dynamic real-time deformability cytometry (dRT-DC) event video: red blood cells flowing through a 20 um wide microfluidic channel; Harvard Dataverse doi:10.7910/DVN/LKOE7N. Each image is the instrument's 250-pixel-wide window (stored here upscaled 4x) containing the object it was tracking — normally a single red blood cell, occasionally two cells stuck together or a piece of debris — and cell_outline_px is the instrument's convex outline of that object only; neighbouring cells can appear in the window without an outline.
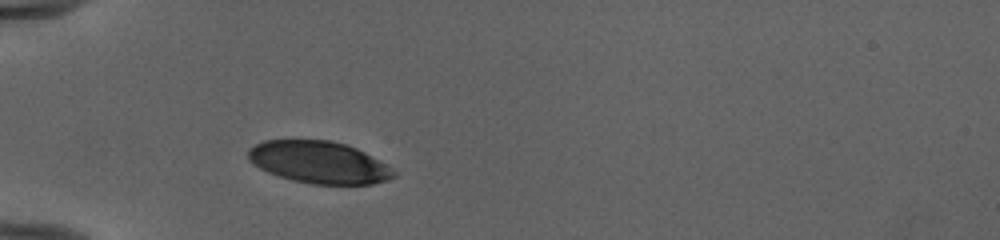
{"species": "human", "species_latin": "Homo sapiens", "temperature_condition": "cold", "stored_images_in_passage": 32, "camera_frame_rate_fps": 3000, "um_per_image_px": 0.085, "donor": {"sex": "female"}, "frame": {"image": 1, "passage_image": 1, "time_ms": 0.0, "image_size_px": [1000, 240], "cell_outline_px": [[396, 176], [388, 180], [372, 184], [312, 184], [292, 180], [268, 172], [260, 168], [248, 160], [248, 148], [264, 140], [332, 140], [356, 148], [364, 152], [392, 168], [396, 172]], "centroid_in_image_um": [27.11, 13.79], "position_along_channel_um": 57.9, "area_um2": 35.6}}
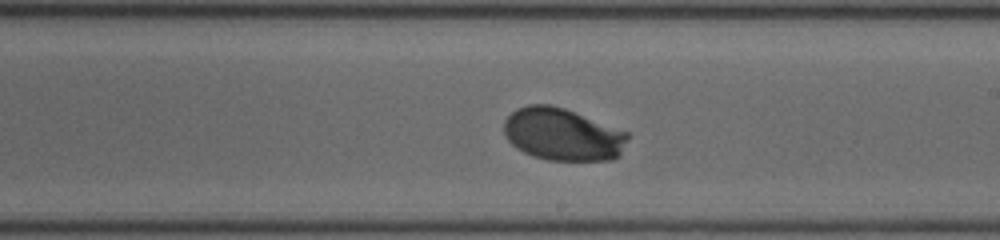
{"frame": {"image": 2, "passage_image": 16, "time_ms": 5.0, "image_size_px": [1000, 240], "cell_outline_px": [[628, 140], [620, 156], [612, 160], [548, 160], [532, 156], [516, 148], [508, 140], [504, 132], [504, 120], [516, 108], [528, 104], [548, 104], [564, 108], [628, 132]], "centroid_in_image_um": [47.82, 11.43], "position_along_channel_um": 241.2, "area_um2": 37.92}}
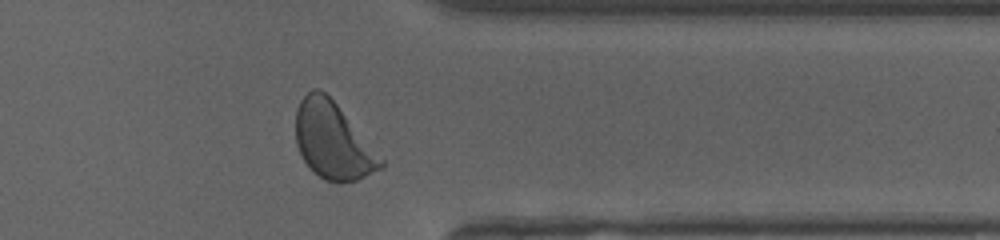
{"frame": {"image": 3, "passage_image": 27, "time_ms": 8.667, "image_size_px": [1000, 240], "cell_outline_px": [[384, 168], [356, 180], [340, 184], [324, 180], [304, 160], [296, 144], [296, 112], [300, 100], [312, 88], [320, 88], [336, 104], [384, 160]], "centroid_in_image_um": [28.29, 11.99], "position_along_channel_um": 383.1, "area_um2": 37.45}, "authors_computed_cell_mechanics": {"area_um2": 38.0902, "velocity_mm_per_s": 3.9502, "shape_relaxation_time_tau1_ms": 2.1339, "shape_relaxation_time_tau2_ms": null, "deformation_change_tau1": 0.1392, "deformation_change_tau2": null}}